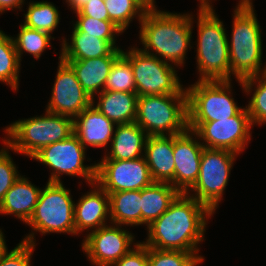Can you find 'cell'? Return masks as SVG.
I'll list each match as a JSON object with an SVG mask.
<instances>
[{"mask_svg":"<svg viewBox=\"0 0 266 266\" xmlns=\"http://www.w3.org/2000/svg\"><path fill=\"white\" fill-rule=\"evenodd\" d=\"M213 215L207 206L180 193L158 219L145 227L147 237L142 242L158 250L199 252L205 240L207 219Z\"/></svg>","mask_w":266,"mask_h":266,"instance_id":"1","label":"cell"},{"mask_svg":"<svg viewBox=\"0 0 266 266\" xmlns=\"http://www.w3.org/2000/svg\"><path fill=\"white\" fill-rule=\"evenodd\" d=\"M192 13L147 10L139 23V40L143 52L158 57L173 66L184 67L188 49H192L194 30Z\"/></svg>","mask_w":266,"mask_h":266,"instance_id":"2","label":"cell"},{"mask_svg":"<svg viewBox=\"0 0 266 266\" xmlns=\"http://www.w3.org/2000/svg\"><path fill=\"white\" fill-rule=\"evenodd\" d=\"M254 5H236L233 11L231 39L228 40L230 80H243L266 72L263 63L262 30ZM264 65V66H263Z\"/></svg>","mask_w":266,"mask_h":266,"instance_id":"3","label":"cell"},{"mask_svg":"<svg viewBox=\"0 0 266 266\" xmlns=\"http://www.w3.org/2000/svg\"><path fill=\"white\" fill-rule=\"evenodd\" d=\"M214 6H199L197 22L196 68L198 81L230 80V59L228 40L223 21L216 14ZM218 15V16H217Z\"/></svg>","mask_w":266,"mask_h":266,"instance_id":"4","label":"cell"},{"mask_svg":"<svg viewBox=\"0 0 266 266\" xmlns=\"http://www.w3.org/2000/svg\"><path fill=\"white\" fill-rule=\"evenodd\" d=\"M5 142L11 152L32 158L42 148L74 133L73 118L51 113L22 118L4 127Z\"/></svg>","mask_w":266,"mask_h":266,"instance_id":"5","label":"cell"},{"mask_svg":"<svg viewBox=\"0 0 266 266\" xmlns=\"http://www.w3.org/2000/svg\"><path fill=\"white\" fill-rule=\"evenodd\" d=\"M63 182H47L41 189L38 202L26 223L32 229L22 241L36 244L35 234L75 235L74 203L71 190Z\"/></svg>","mask_w":266,"mask_h":266,"instance_id":"6","label":"cell"},{"mask_svg":"<svg viewBox=\"0 0 266 266\" xmlns=\"http://www.w3.org/2000/svg\"><path fill=\"white\" fill-rule=\"evenodd\" d=\"M135 122L148 136L185 132L188 129L187 94L139 96Z\"/></svg>","mask_w":266,"mask_h":266,"instance_id":"7","label":"cell"},{"mask_svg":"<svg viewBox=\"0 0 266 266\" xmlns=\"http://www.w3.org/2000/svg\"><path fill=\"white\" fill-rule=\"evenodd\" d=\"M232 80L195 81L188 87V122H210L235 116L238 106L232 92Z\"/></svg>","mask_w":266,"mask_h":266,"instance_id":"8","label":"cell"},{"mask_svg":"<svg viewBox=\"0 0 266 266\" xmlns=\"http://www.w3.org/2000/svg\"><path fill=\"white\" fill-rule=\"evenodd\" d=\"M122 55L131 63L138 97L187 94L179 79L178 67L143 52L136 45L123 50Z\"/></svg>","mask_w":266,"mask_h":266,"instance_id":"9","label":"cell"},{"mask_svg":"<svg viewBox=\"0 0 266 266\" xmlns=\"http://www.w3.org/2000/svg\"><path fill=\"white\" fill-rule=\"evenodd\" d=\"M237 153L226 149L204 148L200 171L194 186L186 193L207 206L214 214L229 182Z\"/></svg>","mask_w":266,"mask_h":266,"instance_id":"10","label":"cell"},{"mask_svg":"<svg viewBox=\"0 0 266 266\" xmlns=\"http://www.w3.org/2000/svg\"><path fill=\"white\" fill-rule=\"evenodd\" d=\"M86 149L73 133L68 138L50 144L39 150L31 159L42 163L52 172L48 182H63V175L81 177L88 185L96 180V161L92 164L86 162Z\"/></svg>","mask_w":266,"mask_h":266,"instance_id":"11","label":"cell"},{"mask_svg":"<svg viewBox=\"0 0 266 266\" xmlns=\"http://www.w3.org/2000/svg\"><path fill=\"white\" fill-rule=\"evenodd\" d=\"M253 125L246 106L235 116L210 122H188L204 148L226 149L241 154L252 139Z\"/></svg>","mask_w":266,"mask_h":266,"instance_id":"12","label":"cell"},{"mask_svg":"<svg viewBox=\"0 0 266 266\" xmlns=\"http://www.w3.org/2000/svg\"><path fill=\"white\" fill-rule=\"evenodd\" d=\"M85 235L81 248L93 266H112L139 242L126 226L112 223Z\"/></svg>","mask_w":266,"mask_h":266,"instance_id":"13","label":"cell"},{"mask_svg":"<svg viewBox=\"0 0 266 266\" xmlns=\"http://www.w3.org/2000/svg\"><path fill=\"white\" fill-rule=\"evenodd\" d=\"M95 182L107 193L142 190L154 181L143 157L130 160H100Z\"/></svg>","mask_w":266,"mask_h":266,"instance_id":"14","label":"cell"},{"mask_svg":"<svg viewBox=\"0 0 266 266\" xmlns=\"http://www.w3.org/2000/svg\"><path fill=\"white\" fill-rule=\"evenodd\" d=\"M58 58L57 74L45 110L74 119L92 104V99L79 83L72 68L60 59V55Z\"/></svg>","mask_w":266,"mask_h":266,"instance_id":"15","label":"cell"},{"mask_svg":"<svg viewBox=\"0 0 266 266\" xmlns=\"http://www.w3.org/2000/svg\"><path fill=\"white\" fill-rule=\"evenodd\" d=\"M204 146L190 129L174 135V188L187 193L198 179Z\"/></svg>","mask_w":266,"mask_h":266,"instance_id":"16","label":"cell"},{"mask_svg":"<svg viewBox=\"0 0 266 266\" xmlns=\"http://www.w3.org/2000/svg\"><path fill=\"white\" fill-rule=\"evenodd\" d=\"M74 203L75 236L83 231L87 233L111 223L109 194L96 182ZM109 222V223H108Z\"/></svg>","mask_w":266,"mask_h":266,"instance_id":"17","label":"cell"},{"mask_svg":"<svg viewBox=\"0 0 266 266\" xmlns=\"http://www.w3.org/2000/svg\"><path fill=\"white\" fill-rule=\"evenodd\" d=\"M115 123L103 115L92 104L73 119L74 134L87 148H105L110 145L114 135Z\"/></svg>","mask_w":266,"mask_h":266,"instance_id":"18","label":"cell"},{"mask_svg":"<svg viewBox=\"0 0 266 266\" xmlns=\"http://www.w3.org/2000/svg\"><path fill=\"white\" fill-rule=\"evenodd\" d=\"M174 135L148 136L144 158L154 182L170 183L174 187Z\"/></svg>","mask_w":266,"mask_h":266,"instance_id":"19","label":"cell"},{"mask_svg":"<svg viewBox=\"0 0 266 266\" xmlns=\"http://www.w3.org/2000/svg\"><path fill=\"white\" fill-rule=\"evenodd\" d=\"M69 38L62 37L60 59L63 61H77L97 58L107 55H121L122 48L116 42H107L92 35H84L74 27ZM69 41V42H68Z\"/></svg>","mask_w":266,"mask_h":266,"instance_id":"20","label":"cell"},{"mask_svg":"<svg viewBox=\"0 0 266 266\" xmlns=\"http://www.w3.org/2000/svg\"><path fill=\"white\" fill-rule=\"evenodd\" d=\"M147 133L136 123L116 126L111 149L105 151L101 160H130L144 156Z\"/></svg>","mask_w":266,"mask_h":266,"instance_id":"21","label":"cell"},{"mask_svg":"<svg viewBox=\"0 0 266 266\" xmlns=\"http://www.w3.org/2000/svg\"><path fill=\"white\" fill-rule=\"evenodd\" d=\"M41 189L25 175H20L0 202V215H13L26 224L38 202Z\"/></svg>","mask_w":266,"mask_h":266,"instance_id":"22","label":"cell"},{"mask_svg":"<svg viewBox=\"0 0 266 266\" xmlns=\"http://www.w3.org/2000/svg\"><path fill=\"white\" fill-rule=\"evenodd\" d=\"M119 56L107 55L86 60L64 62L72 68L85 92L93 99L104 90L107 77Z\"/></svg>","mask_w":266,"mask_h":266,"instance_id":"23","label":"cell"},{"mask_svg":"<svg viewBox=\"0 0 266 266\" xmlns=\"http://www.w3.org/2000/svg\"><path fill=\"white\" fill-rule=\"evenodd\" d=\"M96 97L92 105L116 125L135 122L137 93L103 90Z\"/></svg>","mask_w":266,"mask_h":266,"instance_id":"24","label":"cell"},{"mask_svg":"<svg viewBox=\"0 0 266 266\" xmlns=\"http://www.w3.org/2000/svg\"><path fill=\"white\" fill-rule=\"evenodd\" d=\"M180 193L166 182H153L141 190V226L158 219Z\"/></svg>","mask_w":266,"mask_h":266,"instance_id":"25","label":"cell"},{"mask_svg":"<svg viewBox=\"0 0 266 266\" xmlns=\"http://www.w3.org/2000/svg\"><path fill=\"white\" fill-rule=\"evenodd\" d=\"M108 194L112 224L126 227L141 225V190L118 191Z\"/></svg>","mask_w":266,"mask_h":266,"instance_id":"26","label":"cell"},{"mask_svg":"<svg viewBox=\"0 0 266 266\" xmlns=\"http://www.w3.org/2000/svg\"><path fill=\"white\" fill-rule=\"evenodd\" d=\"M243 93L251 96L246 106L253 126L266 124V72L237 80ZM254 87V88H253Z\"/></svg>","mask_w":266,"mask_h":266,"instance_id":"27","label":"cell"},{"mask_svg":"<svg viewBox=\"0 0 266 266\" xmlns=\"http://www.w3.org/2000/svg\"><path fill=\"white\" fill-rule=\"evenodd\" d=\"M26 6L27 11L24 13L23 24L24 26L53 34L58 28L60 23V12L58 7L53 2L48 1H34Z\"/></svg>","mask_w":266,"mask_h":266,"instance_id":"28","label":"cell"},{"mask_svg":"<svg viewBox=\"0 0 266 266\" xmlns=\"http://www.w3.org/2000/svg\"><path fill=\"white\" fill-rule=\"evenodd\" d=\"M20 67L12 36L0 29V82L10 86L14 92L19 90Z\"/></svg>","mask_w":266,"mask_h":266,"instance_id":"29","label":"cell"},{"mask_svg":"<svg viewBox=\"0 0 266 266\" xmlns=\"http://www.w3.org/2000/svg\"><path fill=\"white\" fill-rule=\"evenodd\" d=\"M18 59L21 63L23 53H28L34 57V59H40L49 47L52 48L51 40L55 38L51 34L34 30L20 24L19 32L16 37H13Z\"/></svg>","mask_w":266,"mask_h":266,"instance_id":"30","label":"cell"},{"mask_svg":"<svg viewBox=\"0 0 266 266\" xmlns=\"http://www.w3.org/2000/svg\"><path fill=\"white\" fill-rule=\"evenodd\" d=\"M112 21L123 32L128 29L134 18L140 23L146 13V9L137 0H104Z\"/></svg>","mask_w":266,"mask_h":266,"instance_id":"31","label":"cell"},{"mask_svg":"<svg viewBox=\"0 0 266 266\" xmlns=\"http://www.w3.org/2000/svg\"><path fill=\"white\" fill-rule=\"evenodd\" d=\"M204 259L199 252L158 250L148 247V266H199Z\"/></svg>","mask_w":266,"mask_h":266,"instance_id":"32","label":"cell"},{"mask_svg":"<svg viewBox=\"0 0 266 266\" xmlns=\"http://www.w3.org/2000/svg\"><path fill=\"white\" fill-rule=\"evenodd\" d=\"M104 91L136 93L131 63L122 54L115 60L111 68Z\"/></svg>","mask_w":266,"mask_h":266,"instance_id":"33","label":"cell"},{"mask_svg":"<svg viewBox=\"0 0 266 266\" xmlns=\"http://www.w3.org/2000/svg\"><path fill=\"white\" fill-rule=\"evenodd\" d=\"M75 17L77 19L72 21L74 22L72 25L78 32H82L84 35H92L107 42H117V37L124 33L112 21L98 20L89 16Z\"/></svg>","mask_w":266,"mask_h":266,"instance_id":"34","label":"cell"},{"mask_svg":"<svg viewBox=\"0 0 266 266\" xmlns=\"http://www.w3.org/2000/svg\"><path fill=\"white\" fill-rule=\"evenodd\" d=\"M3 144L4 147L0 148V202L21 175L9 152V146L5 142Z\"/></svg>","mask_w":266,"mask_h":266,"instance_id":"35","label":"cell"},{"mask_svg":"<svg viewBox=\"0 0 266 266\" xmlns=\"http://www.w3.org/2000/svg\"><path fill=\"white\" fill-rule=\"evenodd\" d=\"M36 245L20 241L11 251H7L0 261V266H31V259Z\"/></svg>","mask_w":266,"mask_h":266,"instance_id":"36","label":"cell"},{"mask_svg":"<svg viewBox=\"0 0 266 266\" xmlns=\"http://www.w3.org/2000/svg\"><path fill=\"white\" fill-rule=\"evenodd\" d=\"M112 266H148V247L139 241L136 246Z\"/></svg>","mask_w":266,"mask_h":266,"instance_id":"37","label":"cell"},{"mask_svg":"<svg viewBox=\"0 0 266 266\" xmlns=\"http://www.w3.org/2000/svg\"><path fill=\"white\" fill-rule=\"evenodd\" d=\"M74 13H76V16H89L98 20L109 21L104 0L89 1L79 11Z\"/></svg>","mask_w":266,"mask_h":266,"instance_id":"38","label":"cell"},{"mask_svg":"<svg viewBox=\"0 0 266 266\" xmlns=\"http://www.w3.org/2000/svg\"><path fill=\"white\" fill-rule=\"evenodd\" d=\"M25 0H0V14L5 11H22Z\"/></svg>","mask_w":266,"mask_h":266,"instance_id":"39","label":"cell"},{"mask_svg":"<svg viewBox=\"0 0 266 266\" xmlns=\"http://www.w3.org/2000/svg\"><path fill=\"white\" fill-rule=\"evenodd\" d=\"M64 1L68 5V9L70 8V10L76 12L79 11L86 3L94 0H64Z\"/></svg>","mask_w":266,"mask_h":266,"instance_id":"40","label":"cell"},{"mask_svg":"<svg viewBox=\"0 0 266 266\" xmlns=\"http://www.w3.org/2000/svg\"><path fill=\"white\" fill-rule=\"evenodd\" d=\"M5 240L6 239H5L4 232H2V229L0 228V261L2 257L4 256V254L8 251V247L6 245Z\"/></svg>","mask_w":266,"mask_h":266,"instance_id":"41","label":"cell"},{"mask_svg":"<svg viewBox=\"0 0 266 266\" xmlns=\"http://www.w3.org/2000/svg\"><path fill=\"white\" fill-rule=\"evenodd\" d=\"M146 10L157 8L155 0H137Z\"/></svg>","mask_w":266,"mask_h":266,"instance_id":"42","label":"cell"},{"mask_svg":"<svg viewBox=\"0 0 266 266\" xmlns=\"http://www.w3.org/2000/svg\"><path fill=\"white\" fill-rule=\"evenodd\" d=\"M198 1H199V6L212 5V2H213V0H198Z\"/></svg>","mask_w":266,"mask_h":266,"instance_id":"43","label":"cell"},{"mask_svg":"<svg viewBox=\"0 0 266 266\" xmlns=\"http://www.w3.org/2000/svg\"><path fill=\"white\" fill-rule=\"evenodd\" d=\"M237 5H253V0H239Z\"/></svg>","mask_w":266,"mask_h":266,"instance_id":"44","label":"cell"}]
</instances>
